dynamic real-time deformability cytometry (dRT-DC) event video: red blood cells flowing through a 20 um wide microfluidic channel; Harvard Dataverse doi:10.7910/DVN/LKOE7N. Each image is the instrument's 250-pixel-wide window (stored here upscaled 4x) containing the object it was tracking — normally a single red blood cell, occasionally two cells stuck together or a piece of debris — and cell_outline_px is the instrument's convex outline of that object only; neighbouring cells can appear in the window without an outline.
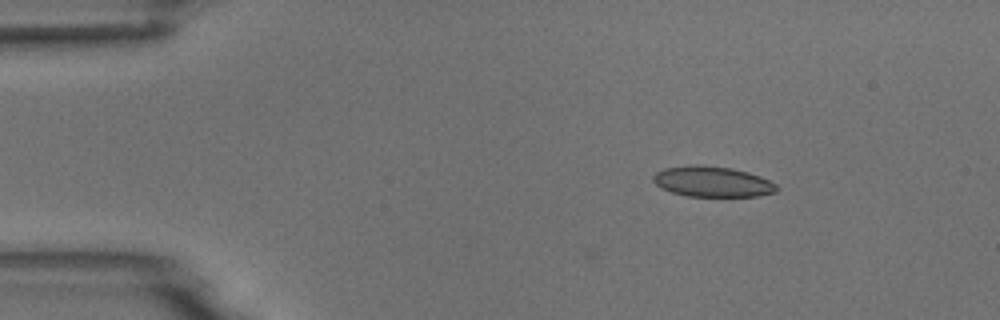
{"species": "common noctule bat (a hibernating species)", "species_latin": "Nyctalus noctula", "temperature_condition": "room temperature", "stored_images_in_passage": 3, "camera_frame_rate_fps": 3000, "um_per_image_px": 0.085, "animal": {"sex": "male", "body_mass_g": 18.8}, "frame": {"image": 1, "passage_image": 3, "time_ms": 2.333, "image_size_px": [1000, 320], "cell_outline_px": [[776, 192], [756, 196], [688, 196], [672, 192], [660, 188], [652, 180], [652, 176], [656, 172], [664, 168], [696, 164], [700, 164], [732, 168], [748, 172], [760, 176], [776, 184]], "centroid_in_image_um": [60.51, 15.43], "position_along_channel_um": 24.5, "area_um2": 21.96}}